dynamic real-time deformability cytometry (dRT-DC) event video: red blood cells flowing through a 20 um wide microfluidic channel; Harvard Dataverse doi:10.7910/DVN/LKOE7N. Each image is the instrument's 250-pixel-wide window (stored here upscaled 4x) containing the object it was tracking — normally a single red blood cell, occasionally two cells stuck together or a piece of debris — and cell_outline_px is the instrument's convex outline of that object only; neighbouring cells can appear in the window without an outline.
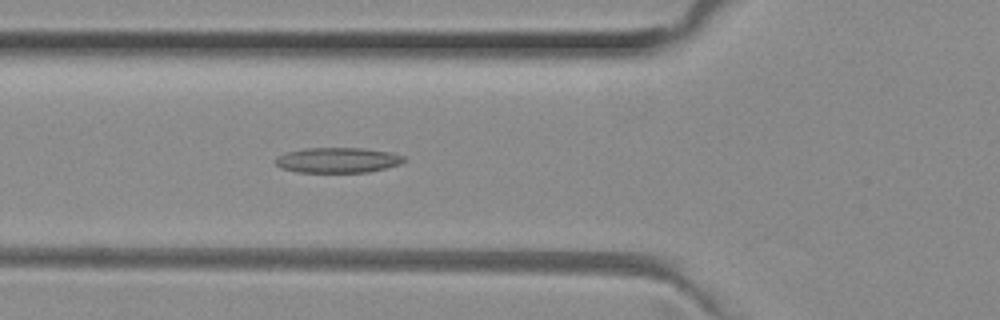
{"species": "common noctule bat (a hibernating species)", "species_latin": "Nyctalus noctula", "temperature_condition": "room temperature", "stored_images_in_passage": 34, "camera_frame_rate_fps": 3000, "um_per_image_px": 0.085, "animal": {"sex": "female", "body_mass_g": 29.2, "forearm_length_mm": 56.3}, "frame": {"image": 1, "passage_image": 12, "time_ms": 3.667, "image_size_px": [1000, 320], "cell_outline_px": [[408, 160], [400, 164], [368, 172], [296, 172], [280, 168], [276, 164], [276, 156], [288, 152], [304, 148], [364, 148], [392, 152], [404, 156]], "centroid_in_image_um": [28.73, 13.61], "position_along_channel_um": 97.1, "area_um2": 19.02}}
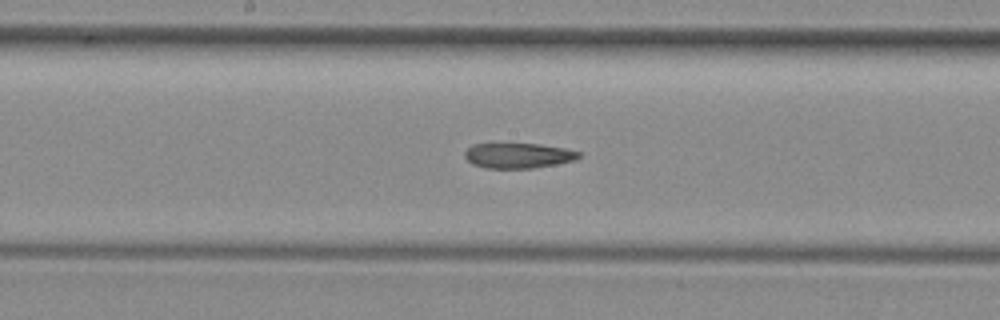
{"frame": {"image": 2, "passage_image": 20, "time_ms": 6.333, "image_size_px": [1000, 320], "cell_outline_px": [[580, 156], [576, 160], [556, 164], [532, 168], [488, 168], [472, 164], [464, 156], [464, 152], [472, 144], [492, 140], [540, 144], [564, 148], [580, 152]], "centroid_in_image_um": [43.97, 13.16], "position_along_channel_um": 204.2, "area_um2": 17.63}}
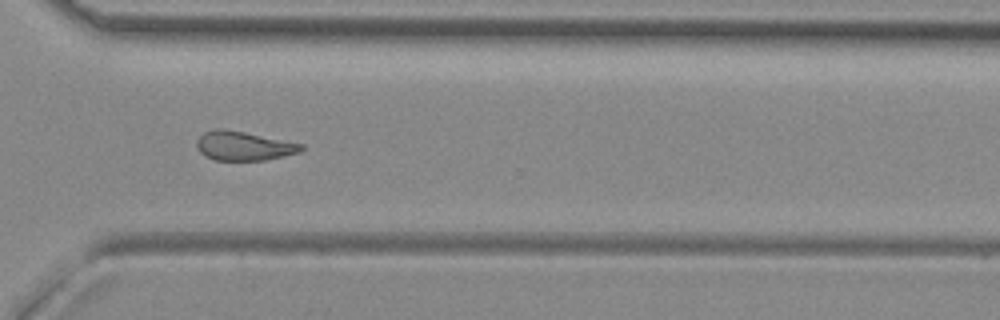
{"frame": {"image": 3, "passage_image": 31, "time_ms": 10.0, "image_size_px": [1000, 320], "cell_outline_px": [[304, 148], [300, 152], [284, 156], [264, 160], [212, 160], [204, 156], [200, 152], [196, 144], [196, 140], [204, 132], [212, 128], [220, 128], [244, 132], [304, 144]], "centroid_in_image_um": [20.69, 12.4], "position_along_channel_um": 349.9, "area_um2": 17.8}, "authors_computed_cell_mechanics": {"area_um2": 18.1492, "velocity_mm_per_s": 3.9879, "shape_relaxation_time_tau1_ms": null, "shape_relaxation_time_tau2_ms": 5.7497, "deformation_change_tau1": null, "deformation_change_tau2": 0.1654}}